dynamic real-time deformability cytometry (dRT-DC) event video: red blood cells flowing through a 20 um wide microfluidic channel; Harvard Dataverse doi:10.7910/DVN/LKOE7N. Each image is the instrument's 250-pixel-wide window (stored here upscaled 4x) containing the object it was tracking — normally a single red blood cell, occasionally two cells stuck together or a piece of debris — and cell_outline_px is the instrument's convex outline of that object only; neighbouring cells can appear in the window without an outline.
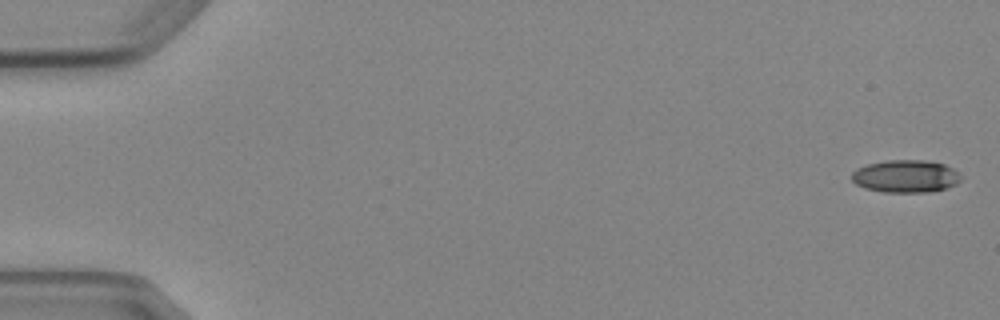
{"species": "Egyptian fruit bat (a non-hibernating species)", "species_latin": "Rousettus aegyptiacus", "temperature_condition": "cold", "stored_images_in_passage": 5, "camera_frame_rate_fps": 3000, "um_per_image_px": 0.085, "animal": {"sex": "female"}, "frame": {"image": 1, "passage_image": 1, "time_ms": 0.0, "image_size_px": [1000, 320], "cell_outline_px": [[960, 180], [956, 184], [944, 188], [928, 192], [884, 192], [864, 188], [856, 184], [852, 180], [852, 172], [856, 168], [868, 164], [888, 160], [924, 160], [944, 164], [960, 172]], "centroid_in_image_um": [76.97, 14.98], "position_along_channel_um": 8.0, "area_um2": 20.69}}
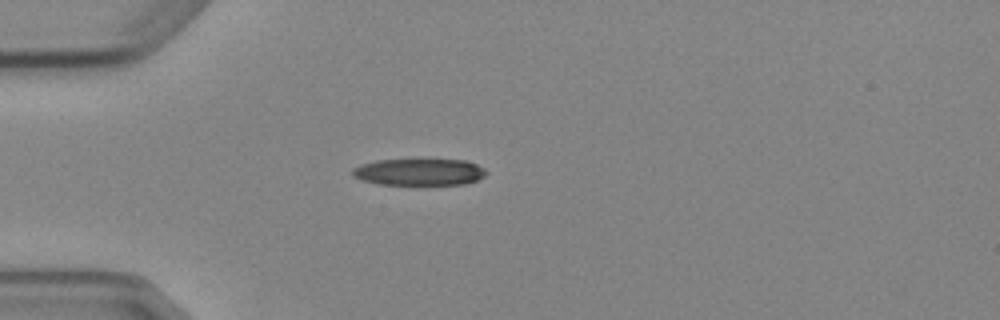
{"frame": {"image": 2, "passage_image": 5, "time_ms": 4.667, "image_size_px": [1000, 320], "cell_outline_px": [[488, 172], [484, 176], [476, 180], [464, 184], [376, 184], [360, 180], [352, 176], [352, 168], [360, 164], [376, 160], [464, 160], [476, 164], [484, 168]], "centroid_in_image_um": [35.58, 14.62], "position_along_channel_um": 49.4, "area_um2": 20.81}}